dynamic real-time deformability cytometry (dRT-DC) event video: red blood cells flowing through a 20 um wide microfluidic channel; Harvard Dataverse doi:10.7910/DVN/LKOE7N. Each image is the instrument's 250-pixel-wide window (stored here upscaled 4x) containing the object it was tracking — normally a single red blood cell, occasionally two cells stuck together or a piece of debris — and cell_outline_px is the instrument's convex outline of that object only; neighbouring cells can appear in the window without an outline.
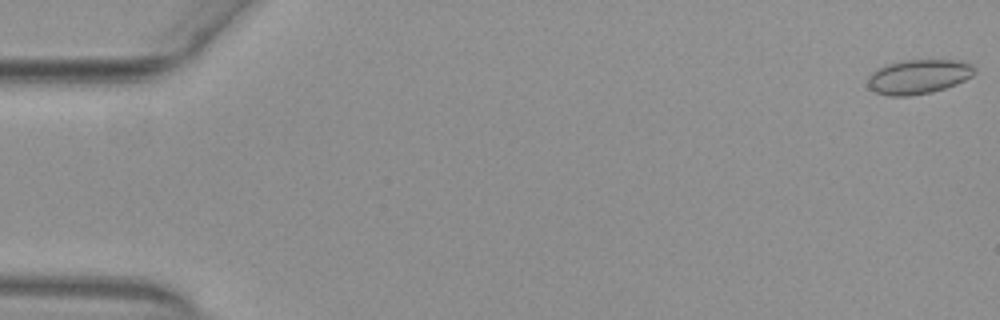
{"species": "common noctule bat (a hibernating species)", "species_latin": "Nyctalus noctula", "temperature_condition": "warm", "stored_images_in_passage": 54, "camera_frame_rate_fps": 3000, "um_per_image_px": 0.085, "animal": {"sex": "female", "body_mass_g": 29.2, "forearm_length_mm": 56.3}, "frame": {"image": 1, "passage_image": 1, "time_ms": 0.0, "image_size_px": [1000, 320], "cell_outline_px": [[976, 72], [972, 76], [956, 84], [932, 92], [908, 96], [888, 96], [876, 92], [868, 88], [868, 76], [872, 72], [884, 64], [904, 60], [964, 60], [972, 64], [976, 68]], "centroid_in_image_um": [78.08, 6.5], "position_along_channel_um": 6.9, "area_um2": 21.68}}
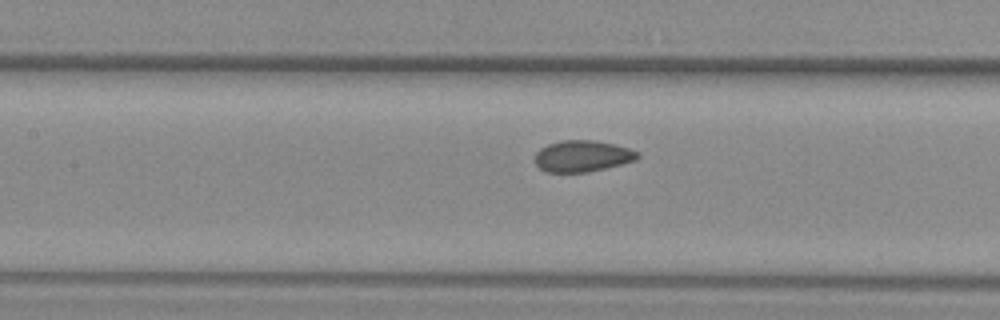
{"frame": {"image": 2, "passage_image": 25, "time_ms": 8.0, "image_size_px": [1000, 320], "cell_outline_px": [[640, 156], [636, 160], [588, 172], [548, 172], [540, 168], [536, 164], [536, 152], [540, 148], [548, 144], [560, 140], [592, 140], [612, 144], [628, 148], [640, 152]], "centroid_in_image_um": [49.5, 13.26], "position_along_channel_um": 157.9, "area_um2": 18.61}}
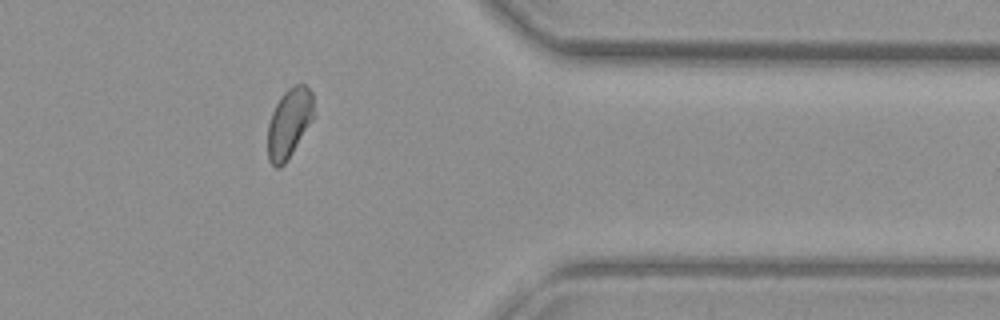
{"frame": {"image": 3, "passage_image": 44, "time_ms": 14.333, "image_size_px": [1000, 320], "cell_outline_px": [[316, 116], [284, 164], [280, 168], [276, 168], [268, 160], [268, 124], [272, 112], [280, 96], [288, 88], [296, 84], [304, 84], [312, 92], [316, 112]], "centroid_in_image_um": [24.61, 10.43], "position_along_channel_um": 386.8, "area_um2": 18.9}, "authors_computed_cell_mechanics": {"area_um2": 19.1029, "velocity_mm_per_s": 3.887, "shape_relaxation_time_tau1_ms": null, "shape_relaxation_time_tau2_ms": 0.9843, "deformation_change_tau1": null, "deformation_change_tau2": 0.0572}}